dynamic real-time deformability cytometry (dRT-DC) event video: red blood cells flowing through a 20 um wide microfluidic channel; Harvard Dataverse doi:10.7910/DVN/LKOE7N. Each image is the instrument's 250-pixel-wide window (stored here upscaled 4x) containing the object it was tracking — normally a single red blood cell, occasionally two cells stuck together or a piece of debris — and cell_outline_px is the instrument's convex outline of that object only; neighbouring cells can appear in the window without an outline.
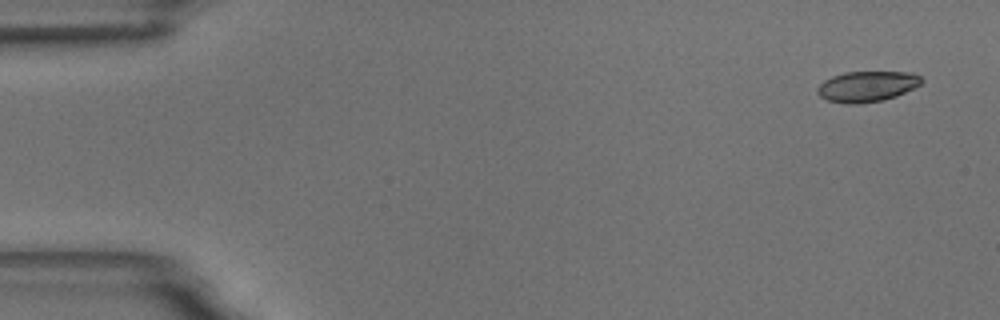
{"species": "common noctule bat (a hibernating species)", "species_latin": "Nyctalus noctula", "temperature_condition": "room temperature", "stored_images_in_passage": 5, "camera_frame_rate_fps": 3000, "um_per_image_px": 0.085, "animal": {"sex": "male", "body_mass_g": 18.8}, "frame": {"image": 1, "passage_image": 1, "time_ms": 0.0, "image_size_px": [1000, 320], "cell_outline_px": [[924, 80], [920, 84], [896, 96], [884, 100], [856, 104], [848, 104], [828, 100], [820, 96], [816, 92], [816, 88], [824, 80], [832, 76], [844, 72], [912, 72], [920, 76]], "centroid_in_image_um": [73.68, 7.34], "position_along_channel_um": 11.3, "area_um2": 18.55}}
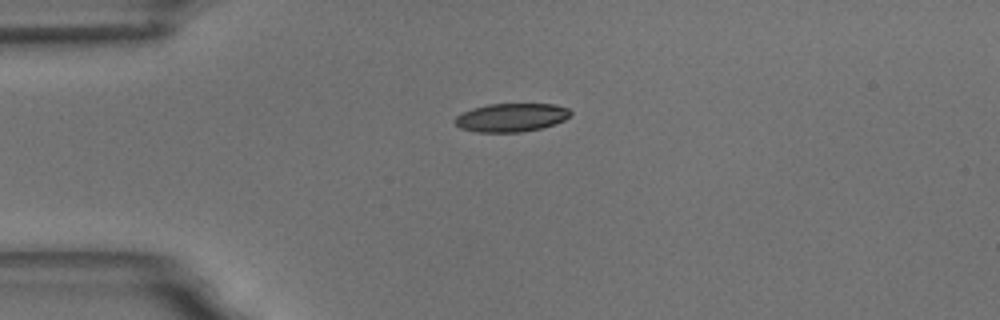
{"frame": {"image": 2, "passage_image": 4, "time_ms": 3.667, "image_size_px": [1000, 320], "cell_outline_px": [[572, 112], [564, 120], [540, 128], [520, 132], [476, 132], [460, 128], [452, 120], [456, 116], [472, 108], [488, 104], [556, 104], [568, 108]], "centroid_in_image_um": [43.42, 9.98], "position_along_channel_um": 41.6, "area_um2": 19.07}}